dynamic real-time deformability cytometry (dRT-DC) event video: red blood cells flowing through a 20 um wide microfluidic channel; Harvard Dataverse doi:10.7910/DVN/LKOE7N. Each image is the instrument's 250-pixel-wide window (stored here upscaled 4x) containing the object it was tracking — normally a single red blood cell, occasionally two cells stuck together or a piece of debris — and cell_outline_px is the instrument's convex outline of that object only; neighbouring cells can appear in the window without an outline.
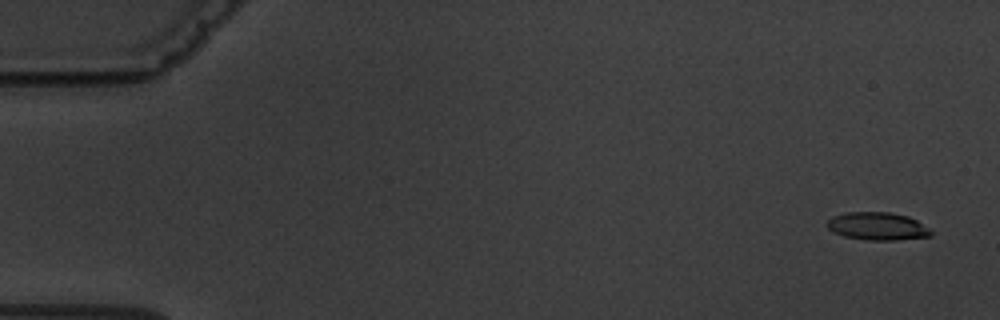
{"species": "common noctule bat (a hibernating species)", "species_latin": "Nyctalus noctula", "temperature_condition": "warm", "stored_images_in_passage": 5, "camera_frame_rate_fps": 3000, "um_per_image_px": 0.085, "animal": {"sex": "male", "body_mass_g": 19.5, "forearm_length_mm": 54.6}, "frame": {"image": 1, "passage_image": 1, "time_ms": 0.0, "image_size_px": [1000, 320], "cell_outline_px": [[932, 236], [896, 240], [868, 240], [844, 236], [832, 232], [828, 228], [828, 220], [832, 216], [848, 212], [888, 212], [908, 216], [916, 220], [928, 228], [932, 232]], "centroid_in_image_um": [74.58, 19.23], "position_along_channel_um": 10.4, "area_um2": 16.76}}
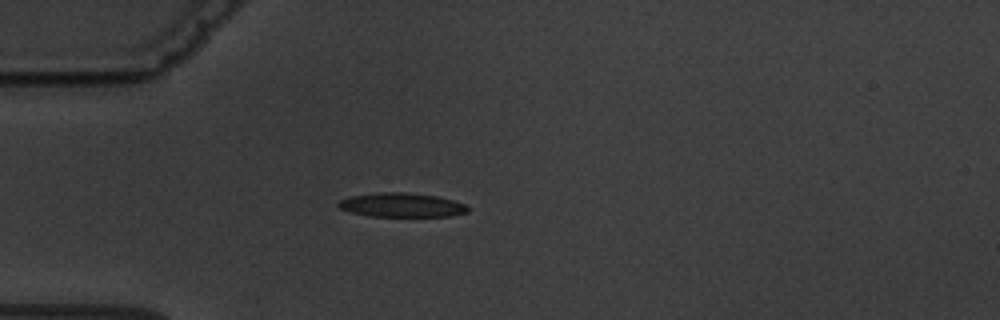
{"frame": {"image": 2, "passage_image": 5, "time_ms": 4.667, "image_size_px": [1000, 320], "cell_outline_px": [[468, 212], [452, 216], [368, 216], [348, 212], [340, 208], [336, 204], [340, 200], [352, 196], [376, 192], [408, 192], [436, 196], [452, 200], [464, 204], [468, 208]], "centroid_in_image_um": [34.11, 17.42], "position_along_channel_um": 50.9, "area_um2": 18.21}}